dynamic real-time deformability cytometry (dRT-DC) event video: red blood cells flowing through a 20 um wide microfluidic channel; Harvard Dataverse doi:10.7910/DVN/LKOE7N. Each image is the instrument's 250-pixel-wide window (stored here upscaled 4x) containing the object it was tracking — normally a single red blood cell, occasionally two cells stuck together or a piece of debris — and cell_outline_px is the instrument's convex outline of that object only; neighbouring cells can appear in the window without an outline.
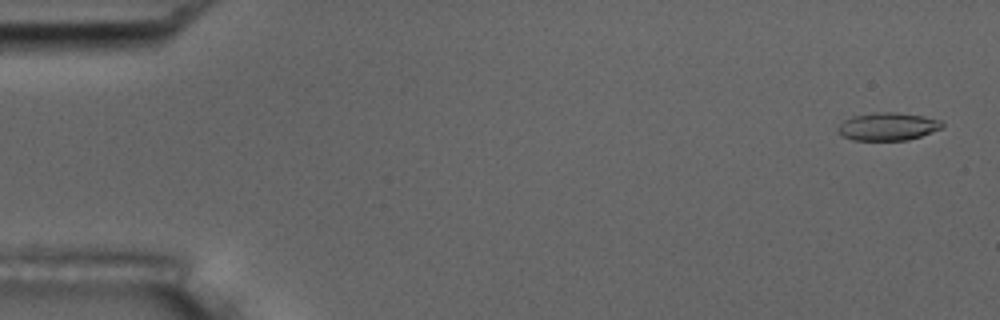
{"species": "common noctule bat (a hibernating species)", "species_latin": "Nyctalus noctula", "temperature_condition": "room temperature", "stored_images_in_passage": 50, "camera_frame_rate_fps": 3000, "um_per_image_px": 0.085, "animal": {"sex": "male", "body_mass_g": 17.5, "forearm_length_mm": 52.3}, "frame": {"image": 1, "passage_image": 2, "time_ms": 0.333, "image_size_px": [1000, 320], "cell_outline_px": [[944, 124], [940, 128], [920, 136], [908, 140], [852, 140], [840, 136], [836, 132], [836, 128], [844, 120], [852, 116], [876, 112], [896, 112], [924, 116], [940, 120]], "centroid_in_image_um": [75.39, 10.75], "position_along_channel_um": 9.6, "area_um2": 16.99}}
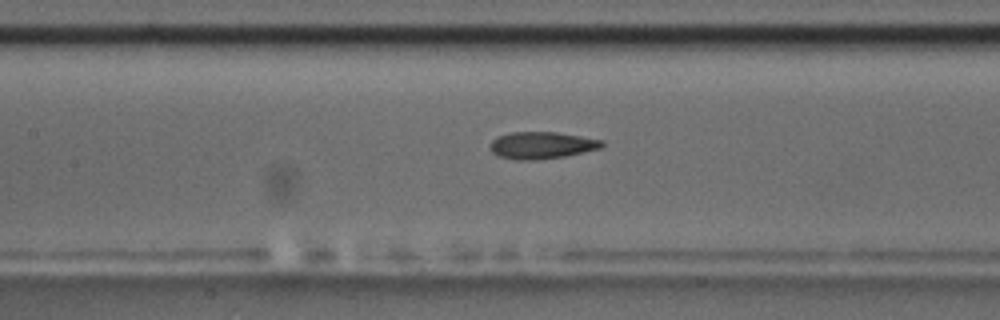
{"frame": {"image": 2, "passage_image": 25, "time_ms": 8.0, "image_size_px": [1000, 320], "cell_outline_px": [[604, 144], [600, 148], [564, 156], [536, 160], [516, 160], [500, 156], [492, 152], [492, 140], [496, 136], [512, 132], [556, 132], [604, 140]], "centroid_in_image_um": [46.05, 12.34], "position_along_channel_um": 161.4, "area_um2": 17.4}}
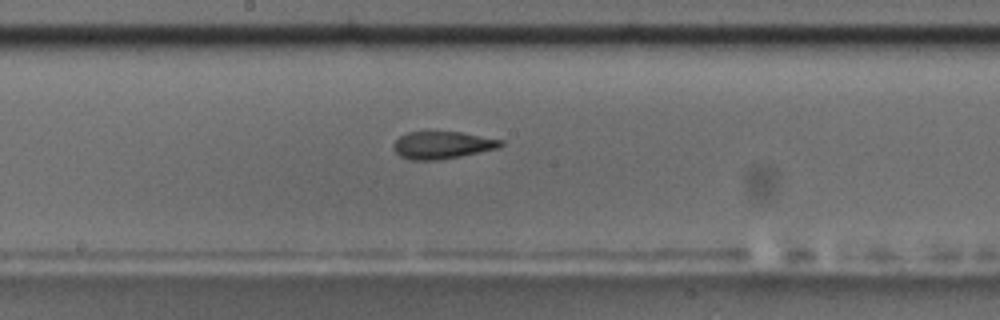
{"frame": {"image": 3, "passage_image": 29, "time_ms": 9.333, "image_size_px": [1000, 320], "cell_outline_px": [[504, 144], [500, 148], [460, 156], [436, 160], [412, 160], [400, 156], [392, 148], [392, 144], [400, 136], [408, 132], [460, 132], [504, 140]], "centroid_in_image_um": [37.6, 12.33], "position_along_channel_um": 210.6, "area_um2": 17.11}}